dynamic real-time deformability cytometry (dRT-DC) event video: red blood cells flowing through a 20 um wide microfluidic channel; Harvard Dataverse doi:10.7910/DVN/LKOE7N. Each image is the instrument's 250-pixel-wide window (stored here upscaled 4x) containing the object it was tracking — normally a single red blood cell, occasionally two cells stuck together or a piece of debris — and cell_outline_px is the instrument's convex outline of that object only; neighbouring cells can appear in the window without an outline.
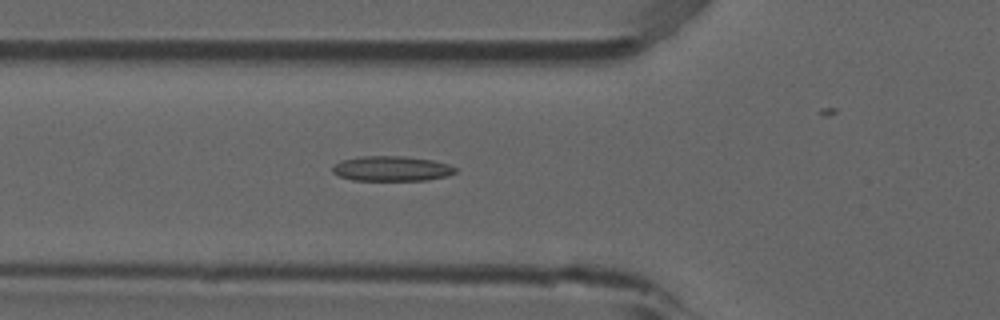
{"species": "common noctule bat (a hibernating species)", "species_latin": "Nyctalus noctula", "temperature_condition": "room temperature", "stored_images_in_passage": 43, "camera_frame_rate_fps": 3000, "um_per_image_px": 0.085, "animal": {"sex": "male", "forearm_length_mm": 52.5}, "frame": {"image": 1, "passage_image": 19, "time_ms": 6.0, "image_size_px": [1000, 320], "cell_outline_px": [[456, 172], [448, 176], [424, 180], [352, 180], [340, 176], [332, 172], [332, 168], [340, 160], [360, 156], [404, 156], [432, 160], [448, 164], [456, 168]], "centroid_in_image_um": [33.28, 14.32], "position_along_channel_um": 92.5, "area_um2": 17.86}}